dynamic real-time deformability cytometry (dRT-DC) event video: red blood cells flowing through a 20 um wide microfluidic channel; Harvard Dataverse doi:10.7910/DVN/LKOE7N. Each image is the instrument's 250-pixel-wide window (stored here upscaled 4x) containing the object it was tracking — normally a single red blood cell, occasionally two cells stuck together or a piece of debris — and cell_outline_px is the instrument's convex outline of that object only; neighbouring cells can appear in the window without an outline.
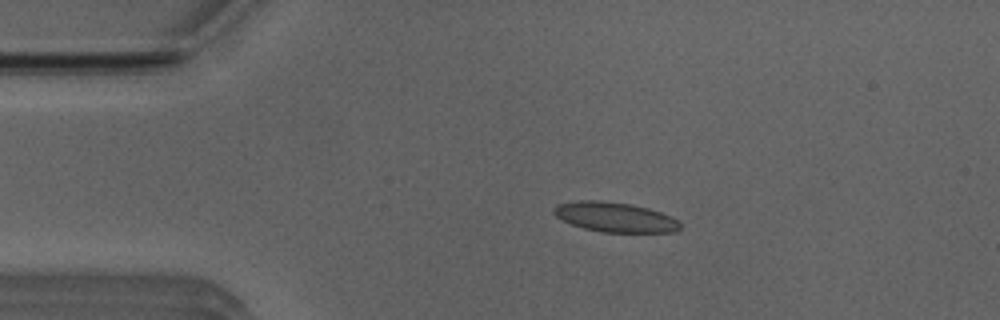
{"species": "Egyptian fruit bat (a non-hibernating species)", "species_latin": "Rousettus aegyptiacus", "temperature_condition": "room temperature", "stored_images_in_passage": 51, "camera_frame_rate_fps": 3000, "um_per_image_px": 0.085, "animal": {"sex": "male"}, "frame": {"image": 1, "passage_image": 9, "time_ms": 2.667, "image_size_px": [1000, 320], "cell_outline_px": [[680, 228], [676, 232], [604, 232], [584, 228], [560, 220], [552, 212], [552, 208], [556, 204], [580, 200], [600, 200], [628, 204], [648, 208], [660, 212], [676, 220], [680, 224]], "centroid_in_image_um": [52.21, 18.45], "position_along_channel_um": 32.8, "area_um2": 21.79}}
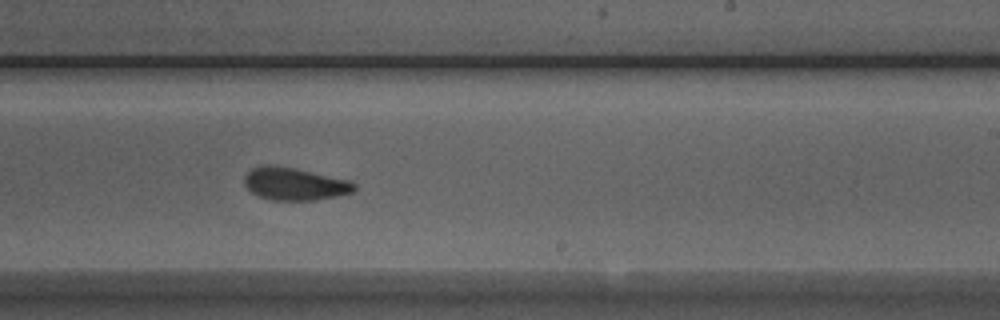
{"frame": {"image": 2, "passage_image": 30, "time_ms": 9.667, "image_size_px": [1000, 320], "cell_outline_px": [[356, 188], [352, 192], [336, 196], [316, 200], [272, 200], [260, 196], [252, 192], [244, 184], [244, 176], [252, 168], [264, 164], [268, 164], [296, 168], [348, 180], [356, 184]], "centroid_in_image_um": [25.02, 15.62], "position_along_channel_um": 264.0, "area_um2": 20.81}}
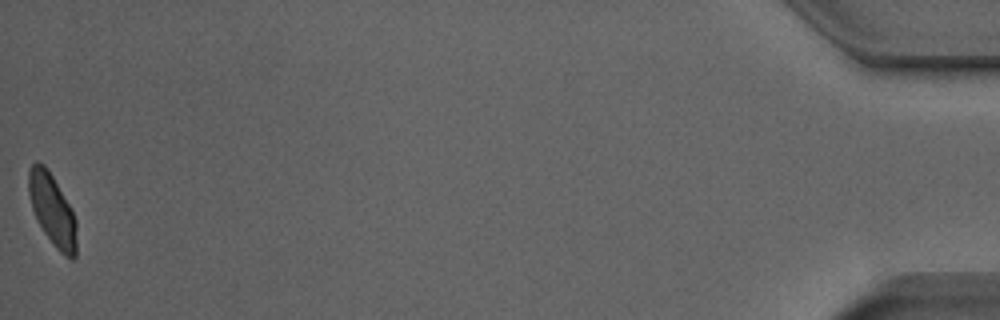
{"frame": {"image": 3, "passage_image": 51, "time_ms": 16.667, "image_size_px": [1000, 320], "cell_outline_px": [[76, 256], [72, 260], [64, 256], [56, 248], [44, 232], [36, 220], [32, 208], [28, 192], [28, 172], [32, 164], [36, 160], [44, 164], [48, 168], [68, 204], [76, 220]], "centroid_in_image_um": [4.43, 17.84], "position_along_channel_um": 430.8, "area_um2": 19.94}, "authors_computed_cell_mechanics": {"area_um2": 21.097, "velocity_mm_per_s": 3.8937, "shape_relaxation_time_tau1_ms": 5.1238, "shape_relaxation_time_tau2_ms": 1.2845, "deformation_change_tau1": 0.1132, "deformation_change_tau2": 0.064}}